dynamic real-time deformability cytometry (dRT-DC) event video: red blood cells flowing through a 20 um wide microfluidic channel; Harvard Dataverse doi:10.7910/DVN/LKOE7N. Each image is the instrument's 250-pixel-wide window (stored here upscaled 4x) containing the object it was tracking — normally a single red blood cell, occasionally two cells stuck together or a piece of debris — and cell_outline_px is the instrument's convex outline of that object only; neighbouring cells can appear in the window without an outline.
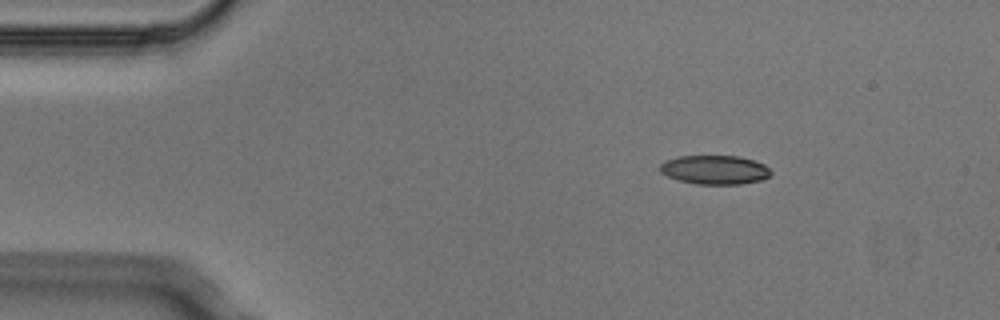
{"species": "Egyptian fruit bat (a non-hibernating species)", "species_latin": "Rousettus aegyptiacus", "temperature_condition": "cold", "stored_images_in_passage": 2, "camera_frame_rate_fps": 3000, "um_per_image_px": 0.085, "animal": {"sex": "male"}, "frame": {"image": 1, "passage_image": 1, "time_ms": 0.0, "image_size_px": [1000, 320], "cell_outline_px": [[772, 172], [768, 176], [760, 180], [740, 184], [696, 184], [676, 180], [660, 172], [660, 164], [664, 160], [680, 156], [740, 156], [756, 160], [764, 164]], "centroid_in_image_um": [60.74, 14.42], "position_along_channel_um": 24.3, "area_um2": 18.84}}